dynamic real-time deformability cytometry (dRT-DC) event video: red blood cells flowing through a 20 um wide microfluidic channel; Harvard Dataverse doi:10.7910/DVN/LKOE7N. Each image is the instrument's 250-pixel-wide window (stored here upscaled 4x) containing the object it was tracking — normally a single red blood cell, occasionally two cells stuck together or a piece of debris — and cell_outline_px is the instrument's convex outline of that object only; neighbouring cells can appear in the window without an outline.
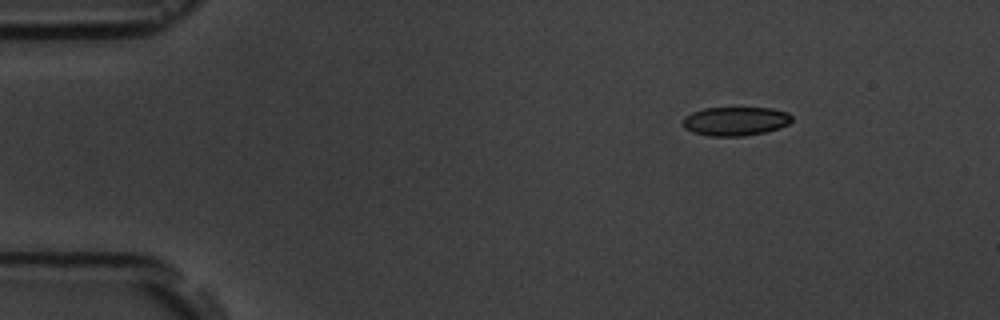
{"species": "common noctule bat (a hibernating species)", "species_latin": "Nyctalus noctula", "temperature_condition": "room temperature", "stored_images_in_passage": 4, "camera_frame_rate_fps": 3000, "um_per_image_px": 0.085, "animal": {"sex": "male", "body_mass_g": 19.5, "forearm_length_mm": 54.6}, "frame": {"image": 1, "passage_image": 1, "time_ms": 0.0, "image_size_px": [1000, 320], "cell_outline_px": [[792, 120], [788, 124], [780, 128], [764, 132], [744, 136], [712, 136], [692, 132], [684, 128], [680, 124], [680, 120], [684, 116], [692, 112], [704, 108], [772, 108], [788, 112], [792, 116]], "centroid_in_image_um": [62.47, 10.3], "position_along_channel_um": 22.5, "area_um2": 18.55}}